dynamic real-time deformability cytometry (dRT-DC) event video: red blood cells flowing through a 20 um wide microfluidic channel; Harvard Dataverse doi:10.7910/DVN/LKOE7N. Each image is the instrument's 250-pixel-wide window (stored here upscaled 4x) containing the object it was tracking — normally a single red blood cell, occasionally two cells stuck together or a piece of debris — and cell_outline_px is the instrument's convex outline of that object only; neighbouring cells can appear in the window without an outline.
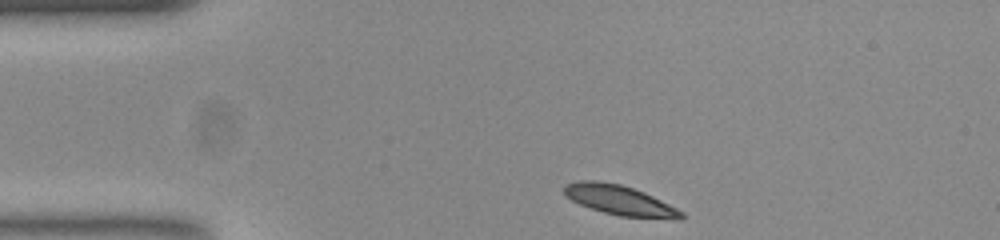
{"species": "common noctule bat (a hibernating species)", "species_latin": "Nyctalus noctula", "temperature_condition": "room temperature", "stored_images_in_passage": 44, "camera_frame_rate_fps": 3000, "um_per_image_px": 0.085, "animal": {"sex": "female", "body_mass_g": 23.0, "forearm_length_mm": 53.4}, "frame": {"image": 1, "passage_image": 1, "time_ms": 0.0, "image_size_px": [1000, 240], "cell_outline_px": [[688, 216], [680, 220], [620, 216], [604, 212], [580, 204], [564, 196], [564, 184], [580, 180], [596, 180], [620, 184], [644, 192], [684, 212]], "centroid_in_image_um": [52.7, 17.03], "position_along_channel_um": 32.3, "area_um2": 20.46}}
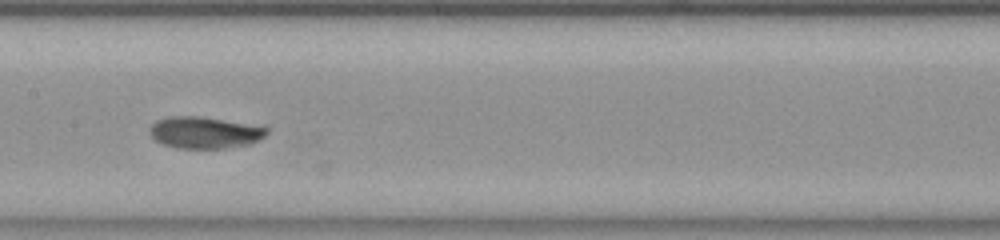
{"frame": {"image": 2, "passage_image": 17, "time_ms": 5.333, "image_size_px": [1000, 240], "cell_outline_px": [[268, 132], [264, 136], [252, 144], [224, 148], [176, 148], [160, 144], [152, 136], [152, 124], [156, 120], [168, 116], [200, 116], [264, 124], [268, 128]], "centroid_in_image_um": [17.49, 11.24], "position_along_channel_um": 189.9, "area_um2": 22.14}}
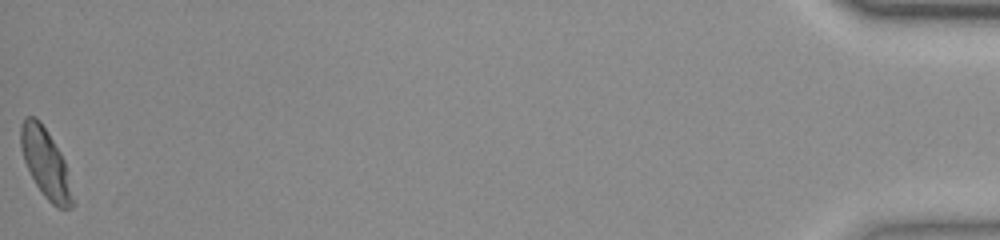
{"frame": {"image": 3, "passage_image": 44, "time_ms": 14.333, "image_size_px": [1000, 240], "cell_outline_px": [[76, 204], [72, 208], [56, 208], [44, 196], [36, 184], [24, 160], [20, 148], [20, 124], [24, 116], [36, 116], [40, 120], [60, 152], [64, 160]], "centroid_in_image_um": [3.88, 13.87], "position_along_channel_um": 431.3, "area_um2": 20.98}}